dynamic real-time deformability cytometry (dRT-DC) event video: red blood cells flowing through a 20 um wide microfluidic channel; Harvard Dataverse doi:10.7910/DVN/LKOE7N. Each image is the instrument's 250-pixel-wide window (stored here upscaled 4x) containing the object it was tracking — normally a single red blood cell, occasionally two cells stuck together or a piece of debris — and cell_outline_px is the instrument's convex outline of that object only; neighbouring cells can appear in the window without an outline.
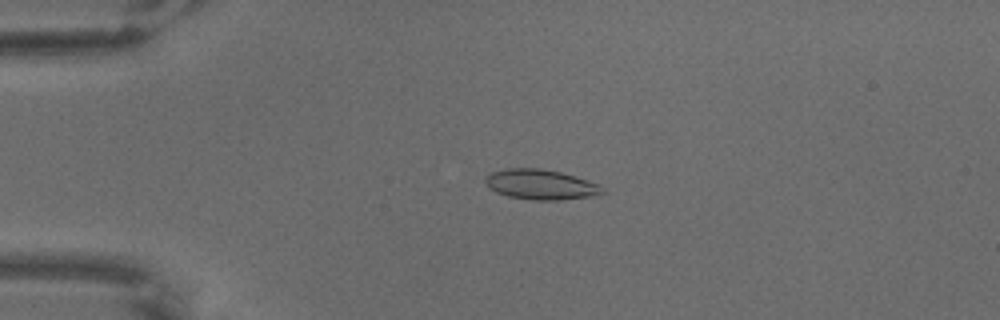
{"species": "common noctule bat (a hibernating species)", "species_latin": "Nyctalus noctula", "temperature_condition": "warm", "stored_images_in_passage": 66, "camera_frame_rate_fps": 3000, "um_per_image_px": 0.085, "animal": {"sex": "male", "body_mass_g": 18.8}, "frame": {"image": 1, "passage_image": 16, "time_ms": 5.0, "image_size_px": [1000, 320], "cell_outline_px": [[608, 192], [588, 196], [560, 200], [532, 200], [508, 196], [496, 192], [488, 188], [484, 180], [484, 176], [492, 172], [508, 168], [540, 168], [560, 172], [600, 184]], "centroid_in_image_um": [45.94, 15.68], "position_along_channel_um": 39.1, "area_um2": 20.58}}
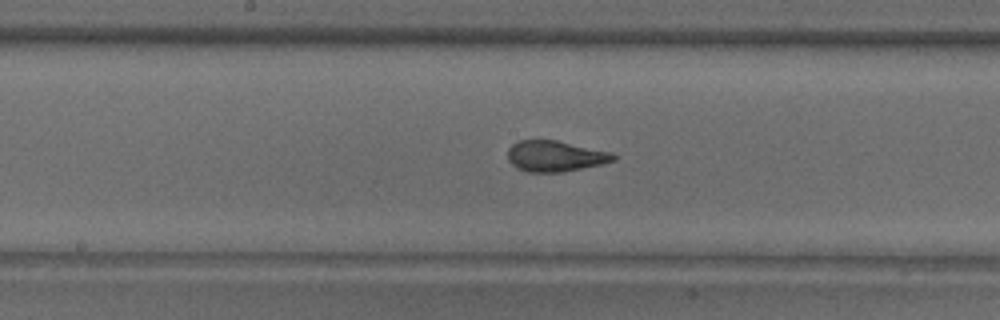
{"frame": {"image": 2, "passage_image": 35, "time_ms": 11.333, "image_size_px": [1000, 320], "cell_outline_px": [[616, 160], [600, 164], [564, 172], [528, 172], [516, 168], [508, 160], [508, 148], [516, 140], [556, 140], [612, 152], [616, 156]], "centroid_in_image_um": [47.17, 13.27], "position_along_channel_um": 201.0, "area_um2": 19.07}}
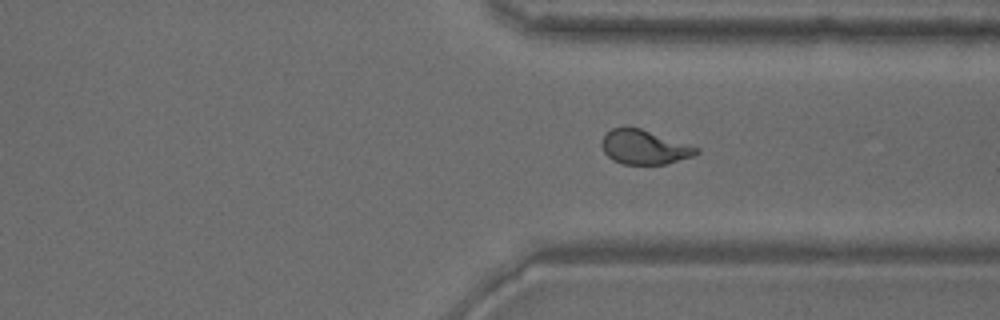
{"frame": {"image": 3, "passage_image": 50, "time_ms": 16.333, "image_size_px": [1000, 320], "cell_outline_px": [[700, 152], [692, 156], [664, 164], [624, 164], [612, 160], [604, 152], [600, 144], [600, 140], [612, 128], [640, 128], [700, 148]], "centroid_in_image_um": [54.74, 12.51], "position_along_channel_um": 356.7, "area_um2": 18.67}}